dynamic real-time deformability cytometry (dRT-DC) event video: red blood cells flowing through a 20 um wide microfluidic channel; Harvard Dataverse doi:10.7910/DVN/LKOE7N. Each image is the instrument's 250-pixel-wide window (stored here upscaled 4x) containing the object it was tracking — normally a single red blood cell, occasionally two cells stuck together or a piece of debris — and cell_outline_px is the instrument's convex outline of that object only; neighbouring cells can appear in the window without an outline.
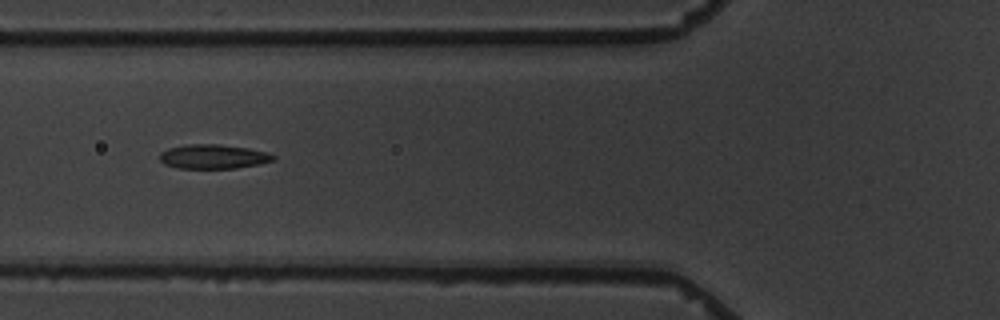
{"species": "common noctule bat (a hibernating species)", "species_latin": "Nyctalus noctula", "temperature_condition": "warm", "stored_images_in_passage": 7, "camera_frame_rate_fps": 3000, "um_per_image_px": 0.085, "animal": {"sex": "male", "body_mass_g": 19.5, "forearm_length_mm": 54.6}, "frame": {"image": 1, "passage_image": 5, "time_ms": 4.667, "image_size_px": [1000, 320], "cell_outline_px": [[276, 160], [260, 164], [236, 168], [180, 168], [164, 164], [160, 160], [160, 152], [168, 148], [188, 144], [220, 144], [248, 148], [268, 152], [276, 156]], "centroid_in_image_um": [18.16, 13.3], "position_along_channel_um": 107.6, "area_um2": 16.18}}
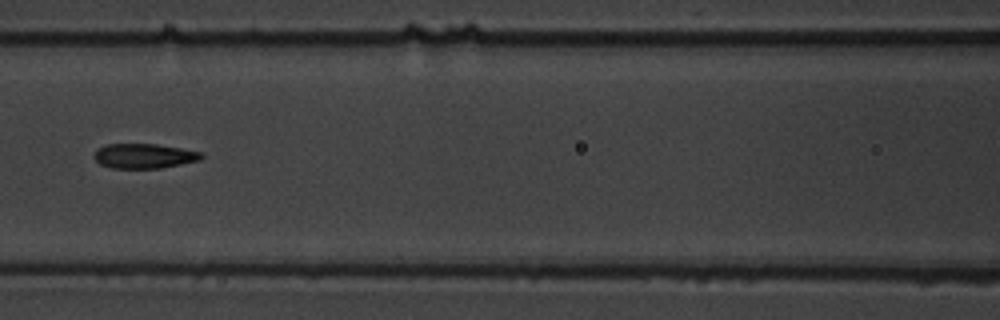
{"frame": {"image": 2, "passage_image": 6, "time_ms": 6.0, "image_size_px": [1000, 320], "cell_outline_px": [[204, 156], [200, 160], [160, 168], [112, 168], [100, 164], [92, 156], [100, 148], [108, 144], [156, 144], [180, 148], [200, 152]], "centroid_in_image_um": [12.25, 13.26], "position_along_channel_um": 154.4, "area_um2": 15.26}}
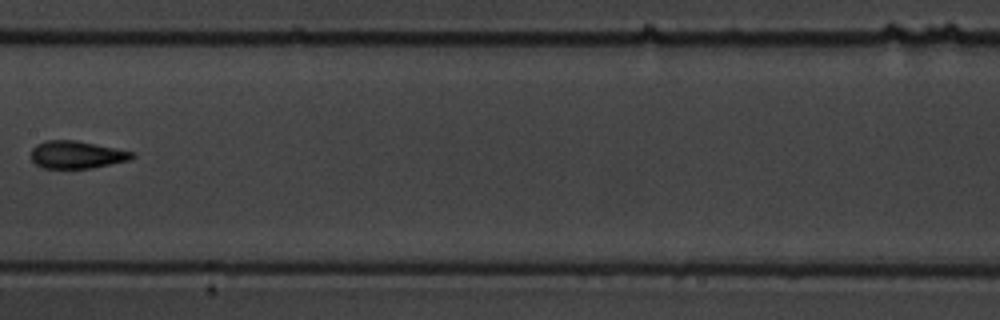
{"frame": {"image": 3, "passage_image": 7, "time_ms": 7.333, "image_size_px": [1000, 320], "cell_outline_px": [[136, 156], [128, 160], [92, 168], [44, 168], [36, 164], [32, 160], [32, 148], [36, 144], [44, 140], [76, 140], [136, 152]], "centroid_in_image_um": [6.53, 13.14], "position_along_channel_um": 200.9, "area_um2": 16.24}}